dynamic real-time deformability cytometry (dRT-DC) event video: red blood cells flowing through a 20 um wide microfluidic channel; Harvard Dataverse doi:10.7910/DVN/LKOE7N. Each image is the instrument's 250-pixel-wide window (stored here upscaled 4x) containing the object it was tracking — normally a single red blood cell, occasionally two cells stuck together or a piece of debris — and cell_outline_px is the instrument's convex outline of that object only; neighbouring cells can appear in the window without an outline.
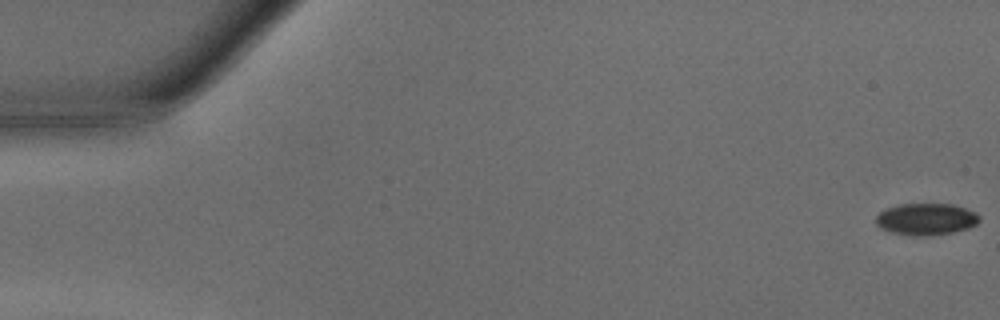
{"species": "common noctule bat (a hibernating species)", "species_latin": "Nyctalus noctula", "temperature_condition": "warm", "stored_images_in_passage": 32, "camera_frame_rate_fps": 3000, "um_per_image_px": 0.085, "animal": {"sex": "male", "body_mass_g": 15.6}, "frame": {"image": 1, "passage_image": 1, "time_ms": 0.0, "image_size_px": [1000, 320], "cell_outline_px": [[980, 220], [976, 224], [968, 228], [952, 232], [928, 236], [908, 236], [892, 232], [880, 228], [876, 224], [876, 216], [880, 212], [888, 208], [900, 204], [952, 204], [976, 212], [980, 216]], "centroid_in_image_um": [78.72, 18.64], "position_along_channel_um": 6.3, "area_um2": 19.19}}
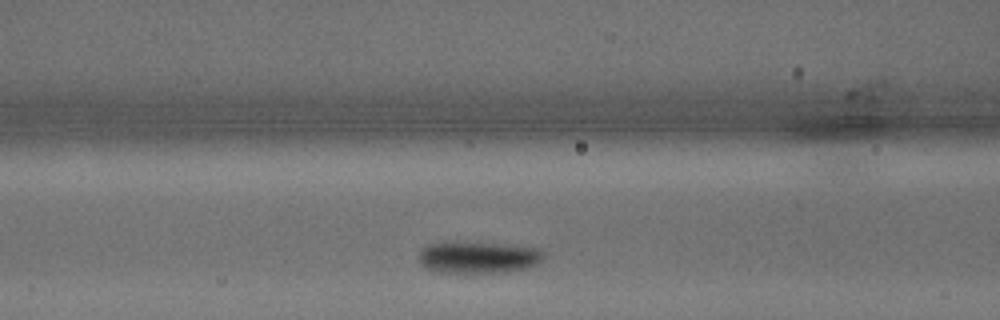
{"frame": {"image": 2, "passage_image": 18, "time_ms": 5.667, "image_size_px": [1000, 320], "cell_outline_px": [[544, 256], [536, 264], [528, 268], [504, 272], [440, 272], [424, 268], [420, 264], [420, 248], [428, 244], [444, 240], [500, 244], [540, 248], [544, 252]], "centroid_in_image_um": [40.59, 21.84], "position_along_channel_um": 126.0, "area_um2": 23.47}}
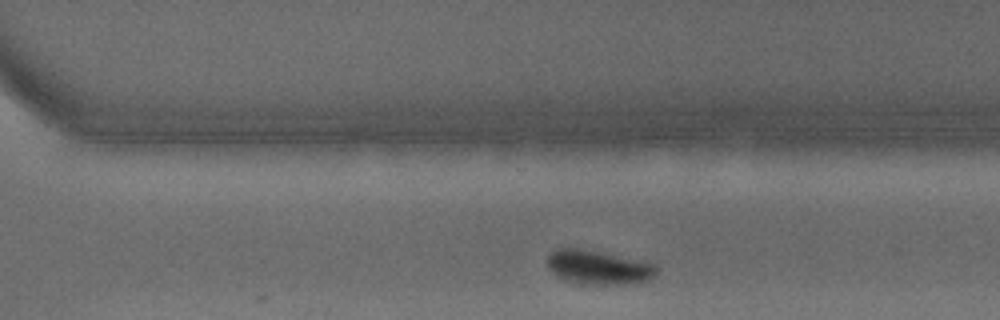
{"frame": {"image": 3, "passage_image": 32, "time_ms": 10.333, "image_size_px": [1000, 320], "cell_outline_px": [[656, 272], [648, 280], [632, 284], [580, 284], [564, 280], [556, 276], [548, 268], [548, 256], [552, 252], [560, 248], [576, 248], [600, 252], [652, 264], [656, 268]], "centroid_in_image_um": [50.79, 22.75], "position_along_channel_um": 319.8, "area_um2": 21.21}}